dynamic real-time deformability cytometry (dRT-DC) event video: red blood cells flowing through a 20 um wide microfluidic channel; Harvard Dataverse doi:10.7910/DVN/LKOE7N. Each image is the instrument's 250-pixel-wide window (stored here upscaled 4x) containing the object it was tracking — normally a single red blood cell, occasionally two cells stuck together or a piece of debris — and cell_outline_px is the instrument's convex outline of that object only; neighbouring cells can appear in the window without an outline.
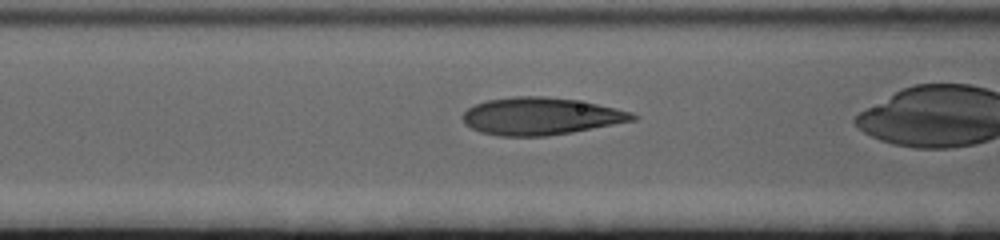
{"species": "human", "species_latin": "Homo sapiens", "temperature_condition": "cold", "stored_images_in_passage": 22, "camera_frame_rate_fps": 3000, "um_per_image_px": 0.085, "donor": {"sex": "female"}, "frame": {"image": 1, "passage_image": 20, "time_ms": 6.333, "image_size_px": [1000, 240], "cell_outline_px": [[640, 116], [636, 120], [572, 132], [544, 136], [500, 136], [480, 132], [472, 128], [464, 120], [464, 112], [468, 108], [476, 104], [488, 100], [512, 96], [544, 96], [576, 100], [616, 108], [632, 112]], "centroid_in_image_um": [46.0, 9.87], "position_along_channel_um": 120.6, "area_um2": 36.7}}